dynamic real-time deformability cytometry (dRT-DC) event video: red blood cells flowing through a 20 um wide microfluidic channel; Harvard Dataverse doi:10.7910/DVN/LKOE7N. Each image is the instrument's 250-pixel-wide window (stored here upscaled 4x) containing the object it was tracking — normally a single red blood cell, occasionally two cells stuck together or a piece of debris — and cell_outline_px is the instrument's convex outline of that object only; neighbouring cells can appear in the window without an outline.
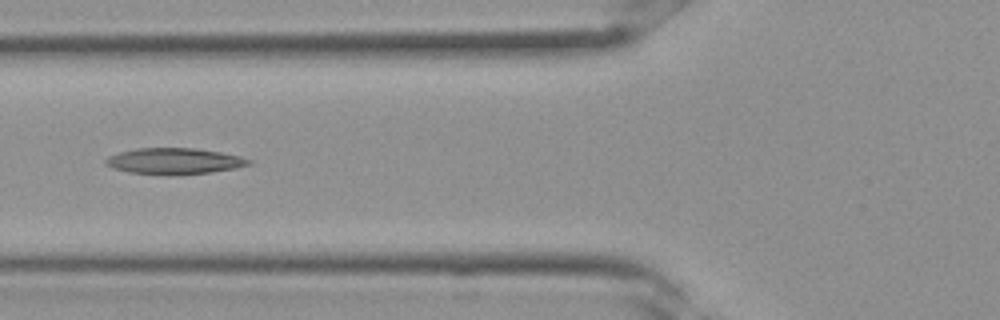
{"species": "Egyptian fruit bat (a non-hibernating species)", "species_latin": "Rousettus aegyptiacus", "temperature_condition": "room temperature", "stored_images_in_passage": 26, "camera_frame_rate_fps": 3000, "um_per_image_px": 0.085, "frame": {"image": 1, "passage_image": 6, "time_ms": 1.667, "image_size_px": [1000, 320], "cell_outline_px": [[252, 164], [236, 168], [212, 172], [128, 172], [112, 168], [104, 164], [104, 160], [108, 156], [120, 152], [136, 148], [196, 148], [220, 152], [240, 156], [252, 160]], "centroid_in_image_um": [14.82, 13.65], "position_along_channel_um": 111.0, "area_um2": 20.92}}
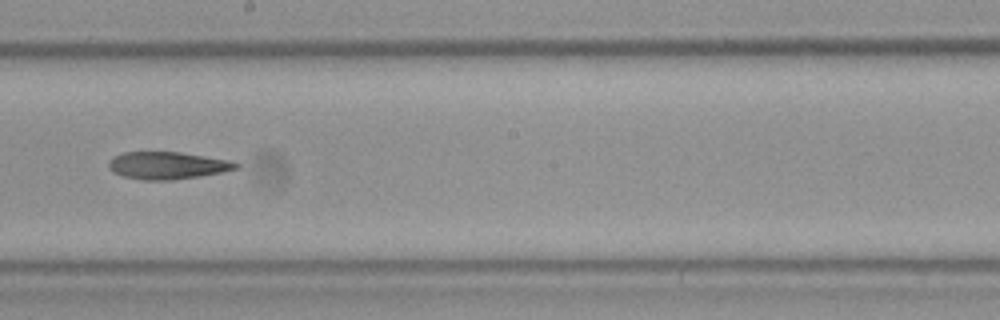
{"frame": {"image": 2, "passage_image": 12, "time_ms": 3.667, "image_size_px": [1000, 320], "cell_outline_px": [[240, 168], [224, 172], [200, 176], [172, 180], [140, 180], [124, 176], [112, 172], [108, 168], [108, 160], [112, 156], [124, 152], [180, 152], [232, 160], [240, 164]], "centroid_in_image_um": [14.24, 14.06], "position_along_channel_um": 234.0, "area_um2": 20.63}}
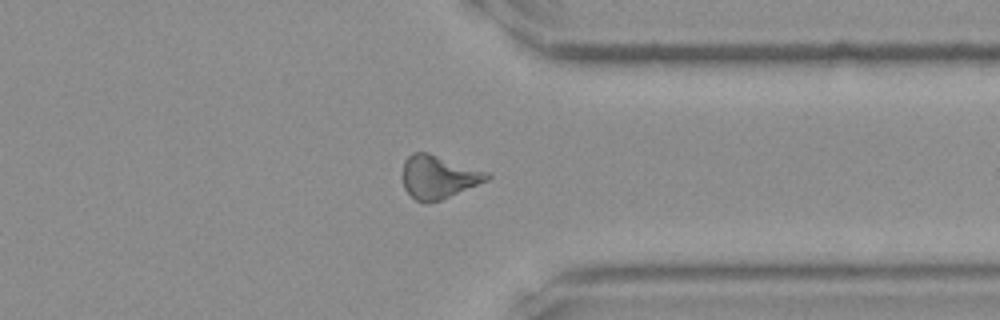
{"frame": {"image": 3, "passage_image": 19, "time_ms": 6.0, "image_size_px": [1000, 320], "cell_outline_px": [[492, 176], [488, 180], [440, 200], [424, 204], [416, 200], [404, 188], [404, 160], [412, 152], [428, 152], [488, 172]], "centroid_in_image_um": [37.27, 15.03], "position_along_channel_um": 374.1, "area_um2": 21.04}}